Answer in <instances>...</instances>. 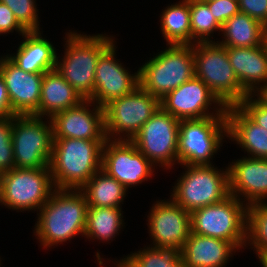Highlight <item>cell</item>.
Wrapping results in <instances>:
<instances>
[{
	"instance_id": "6da1fadb",
	"label": "cell",
	"mask_w": 267,
	"mask_h": 267,
	"mask_svg": "<svg viewBox=\"0 0 267 267\" xmlns=\"http://www.w3.org/2000/svg\"><path fill=\"white\" fill-rule=\"evenodd\" d=\"M88 204L80 189H55L39 209L34 236L46 249L84 236Z\"/></svg>"
},
{
	"instance_id": "7a4b0ae2",
	"label": "cell",
	"mask_w": 267,
	"mask_h": 267,
	"mask_svg": "<svg viewBox=\"0 0 267 267\" xmlns=\"http://www.w3.org/2000/svg\"><path fill=\"white\" fill-rule=\"evenodd\" d=\"M106 140L53 138L49 163L57 189H81L101 169Z\"/></svg>"
},
{
	"instance_id": "3957f363",
	"label": "cell",
	"mask_w": 267,
	"mask_h": 267,
	"mask_svg": "<svg viewBox=\"0 0 267 267\" xmlns=\"http://www.w3.org/2000/svg\"><path fill=\"white\" fill-rule=\"evenodd\" d=\"M65 37L66 49L63 59L56 56V69L84 100H90L94 93L98 59L115 43L114 38L99 33L83 35L74 31L67 32Z\"/></svg>"
},
{
	"instance_id": "277c9868",
	"label": "cell",
	"mask_w": 267,
	"mask_h": 267,
	"mask_svg": "<svg viewBox=\"0 0 267 267\" xmlns=\"http://www.w3.org/2000/svg\"><path fill=\"white\" fill-rule=\"evenodd\" d=\"M139 70V86L161 100L195 76L193 45L166 44Z\"/></svg>"
},
{
	"instance_id": "5b68a950",
	"label": "cell",
	"mask_w": 267,
	"mask_h": 267,
	"mask_svg": "<svg viewBox=\"0 0 267 267\" xmlns=\"http://www.w3.org/2000/svg\"><path fill=\"white\" fill-rule=\"evenodd\" d=\"M195 76L201 79L227 108L238 105L249 94L241 87L232 68L227 47L217 42L193 45Z\"/></svg>"
},
{
	"instance_id": "8992f818",
	"label": "cell",
	"mask_w": 267,
	"mask_h": 267,
	"mask_svg": "<svg viewBox=\"0 0 267 267\" xmlns=\"http://www.w3.org/2000/svg\"><path fill=\"white\" fill-rule=\"evenodd\" d=\"M183 167L186 171L177 179L170 197L186 211L191 213L196 209L224 201L230 196L228 167L225 171L213 164Z\"/></svg>"
},
{
	"instance_id": "52a82bcc",
	"label": "cell",
	"mask_w": 267,
	"mask_h": 267,
	"mask_svg": "<svg viewBox=\"0 0 267 267\" xmlns=\"http://www.w3.org/2000/svg\"><path fill=\"white\" fill-rule=\"evenodd\" d=\"M247 205L233 195L224 201L192 211L191 232L246 247Z\"/></svg>"
},
{
	"instance_id": "ba28073f",
	"label": "cell",
	"mask_w": 267,
	"mask_h": 267,
	"mask_svg": "<svg viewBox=\"0 0 267 267\" xmlns=\"http://www.w3.org/2000/svg\"><path fill=\"white\" fill-rule=\"evenodd\" d=\"M228 136L226 116L180 120L178 161L183 165H212L210 161Z\"/></svg>"
},
{
	"instance_id": "9c48e42d",
	"label": "cell",
	"mask_w": 267,
	"mask_h": 267,
	"mask_svg": "<svg viewBox=\"0 0 267 267\" xmlns=\"http://www.w3.org/2000/svg\"><path fill=\"white\" fill-rule=\"evenodd\" d=\"M45 119L47 121L33 114L13 115L12 144L15 168L49 167L53 131L50 118Z\"/></svg>"
},
{
	"instance_id": "30bf717a",
	"label": "cell",
	"mask_w": 267,
	"mask_h": 267,
	"mask_svg": "<svg viewBox=\"0 0 267 267\" xmlns=\"http://www.w3.org/2000/svg\"><path fill=\"white\" fill-rule=\"evenodd\" d=\"M160 107V100L140 86L111 100L103 107L106 138L130 141Z\"/></svg>"
},
{
	"instance_id": "8fae6325",
	"label": "cell",
	"mask_w": 267,
	"mask_h": 267,
	"mask_svg": "<svg viewBox=\"0 0 267 267\" xmlns=\"http://www.w3.org/2000/svg\"><path fill=\"white\" fill-rule=\"evenodd\" d=\"M179 123L160 107L130 141L154 166L171 169L179 164Z\"/></svg>"
},
{
	"instance_id": "7c38bea8",
	"label": "cell",
	"mask_w": 267,
	"mask_h": 267,
	"mask_svg": "<svg viewBox=\"0 0 267 267\" xmlns=\"http://www.w3.org/2000/svg\"><path fill=\"white\" fill-rule=\"evenodd\" d=\"M3 205L9 209L36 211L48 201L56 189L50 168H13L1 174Z\"/></svg>"
},
{
	"instance_id": "4fadbf2b",
	"label": "cell",
	"mask_w": 267,
	"mask_h": 267,
	"mask_svg": "<svg viewBox=\"0 0 267 267\" xmlns=\"http://www.w3.org/2000/svg\"><path fill=\"white\" fill-rule=\"evenodd\" d=\"M212 104H214L213 112L210 111V113ZM160 106L179 121L210 116H226V107L210 91L209 87L196 76L168 93L160 100Z\"/></svg>"
},
{
	"instance_id": "5bb4252c",
	"label": "cell",
	"mask_w": 267,
	"mask_h": 267,
	"mask_svg": "<svg viewBox=\"0 0 267 267\" xmlns=\"http://www.w3.org/2000/svg\"><path fill=\"white\" fill-rule=\"evenodd\" d=\"M153 165L131 141L107 139L103 145L101 169L127 189L148 181Z\"/></svg>"
},
{
	"instance_id": "9a60e30c",
	"label": "cell",
	"mask_w": 267,
	"mask_h": 267,
	"mask_svg": "<svg viewBox=\"0 0 267 267\" xmlns=\"http://www.w3.org/2000/svg\"><path fill=\"white\" fill-rule=\"evenodd\" d=\"M153 247L181 251L191 233V214L172 198L153 204L148 214Z\"/></svg>"
},
{
	"instance_id": "2e32d148",
	"label": "cell",
	"mask_w": 267,
	"mask_h": 267,
	"mask_svg": "<svg viewBox=\"0 0 267 267\" xmlns=\"http://www.w3.org/2000/svg\"><path fill=\"white\" fill-rule=\"evenodd\" d=\"M92 104L94 107L90 109ZM50 121L53 138L107 140L104 108L91 100H83L75 107L54 114Z\"/></svg>"
},
{
	"instance_id": "e0dca14e",
	"label": "cell",
	"mask_w": 267,
	"mask_h": 267,
	"mask_svg": "<svg viewBox=\"0 0 267 267\" xmlns=\"http://www.w3.org/2000/svg\"><path fill=\"white\" fill-rule=\"evenodd\" d=\"M115 51L116 46L113 43L97 62L94 93L90 100L101 107L111 100L132 93L139 86V70L130 74L129 70L116 60Z\"/></svg>"
},
{
	"instance_id": "ac0fdd59",
	"label": "cell",
	"mask_w": 267,
	"mask_h": 267,
	"mask_svg": "<svg viewBox=\"0 0 267 267\" xmlns=\"http://www.w3.org/2000/svg\"><path fill=\"white\" fill-rule=\"evenodd\" d=\"M0 75L5 81L12 111L16 115L39 116L43 73L26 72L5 55L0 58Z\"/></svg>"
},
{
	"instance_id": "d6986e66",
	"label": "cell",
	"mask_w": 267,
	"mask_h": 267,
	"mask_svg": "<svg viewBox=\"0 0 267 267\" xmlns=\"http://www.w3.org/2000/svg\"><path fill=\"white\" fill-rule=\"evenodd\" d=\"M228 173L230 195L247 206L267 202V159L242 157L228 165Z\"/></svg>"
},
{
	"instance_id": "ffe728a7",
	"label": "cell",
	"mask_w": 267,
	"mask_h": 267,
	"mask_svg": "<svg viewBox=\"0 0 267 267\" xmlns=\"http://www.w3.org/2000/svg\"><path fill=\"white\" fill-rule=\"evenodd\" d=\"M227 54L241 87L248 94H261L267 88V51L264 44L227 47Z\"/></svg>"
},
{
	"instance_id": "44dd1931",
	"label": "cell",
	"mask_w": 267,
	"mask_h": 267,
	"mask_svg": "<svg viewBox=\"0 0 267 267\" xmlns=\"http://www.w3.org/2000/svg\"><path fill=\"white\" fill-rule=\"evenodd\" d=\"M237 250L231 242L191 232L180 254L184 267H224Z\"/></svg>"
},
{
	"instance_id": "7402d4cb",
	"label": "cell",
	"mask_w": 267,
	"mask_h": 267,
	"mask_svg": "<svg viewBox=\"0 0 267 267\" xmlns=\"http://www.w3.org/2000/svg\"><path fill=\"white\" fill-rule=\"evenodd\" d=\"M228 136L248 157L267 159V130L256 124L238 105L226 108Z\"/></svg>"
},
{
	"instance_id": "603a6c76",
	"label": "cell",
	"mask_w": 267,
	"mask_h": 267,
	"mask_svg": "<svg viewBox=\"0 0 267 267\" xmlns=\"http://www.w3.org/2000/svg\"><path fill=\"white\" fill-rule=\"evenodd\" d=\"M23 37L17 53L7 54L15 64L30 73H46L56 68V48L41 36L40 30L27 31Z\"/></svg>"
},
{
	"instance_id": "cb8c5ba5",
	"label": "cell",
	"mask_w": 267,
	"mask_h": 267,
	"mask_svg": "<svg viewBox=\"0 0 267 267\" xmlns=\"http://www.w3.org/2000/svg\"><path fill=\"white\" fill-rule=\"evenodd\" d=\"M83 100L56 68L43 73L39 116L51 118L56 113L77 106Z\"/></svg>"
},
{
	"instance_id": "d4e9b609",
	"label": "cell",
	"mask_w": 267,
	"mask_h": 267,
	"mask_svg": "<svg viewBox=\"0 0 267 267\" xmlns=\"http://www.w3.org/2000/svg\"><path fill=\"white\" fill-rule=\"evenodd\" d=\"M264 28L260 22L249 15L238 12L221 26L222 41L225 47H256L263 44Z\"/></svg>"
},
{
	"instance_id": "484cf974",
	"label": "cell",
	"mask_w": 267,
	"mask_h": 267,
	"mask_svg": "<svg viewBox=\"0 0 267 267\" xmlns=\"http://www.w3.org/2000/svg\"><path fill=\"white\" fill-rule=\"evenodd\" d=\"M91 207H121L127 188L100 169L80 189Z\"/></svg>"
},
{
	"instance_id": "4316f807",
	"label": "cell",
	"mask_w": 267,
	"mask_h": 267,
	"mask_svg": "<svg viewBox=\"0 0 267 267\" xmlns=\"http://www.w3.org/2000/svg\"><path fill=\"white\" fill-rule=\"evenodd\" d=\"M160 17V28L167 44L191 45L189 0L167 6Z\"/></svg>"
},
{
	"instance_id": "83f0119b",
	"label": "cell",
	"mask_w": 267,
	"mask_h": 267,
	"mask_svg": "<svg viewBox=\"0 0 267 267\" xmlns=\"http://www.w3.org/2000/svg\"><path fill=\"white\" fill-rule=\"evenodd\" d=\"M121 207H91L88 206L84 237L110 241L122 229L123 215Z\"/></svg>"
},
{
	"instance_id": "f1b7e54d",
	"label": "cell",
	"mask_w": 267,
	"mask_h": 267,
	"mask_svg": "<svg viewBox=\"0 0 267 267\" xmlns=\"http://www.w3.org/2000/svg\"><path fill=\"white\" fill-rule=\"evenodd\" d=\"M118 262L122 267H184L180 251L147 246Z\"/></svg>"
},
{
	"instance_id": "f546056e",
	"label": "cell",
	"mask_w": 267,
	"mask_h": 267,
	"mask_svg": "<svg viewBox=\"0 0 267 267\" xmlns=\"http://www.w3.org/2000/svg\"><path fill=\"white\" fill-rule=\"evenodd\" d=\"M191 21V45L198 42H213L214 31L221 32V25L214 18L208 5L202 0H189Z\"/></svg>"
},
{
	"instance_id": "4dcf8cb0",
	"label": "cell",
	"mask_w": 267,
	"mask_h": 267,
	"mask_svg": "<svg viewBox=\"0 0 267 267\" xmlns=\"http://www.w3.org/2000/svg\"><path fill=\"white\" fill-rule=\"evenodd\" d=\"M245 244L257 255L267 251V202L248 205Z\"/></svg>"
},
{
	"instance_id": "1f68e13d",
	"label": "cell",
	"mask_w": 267,
	"mask_h": 267,
	"mask_svg": "<svg viewBox=\"0 0 267 267\" xmlns=\"http://www.w3.org/2000/svg\"><path fill=\"white\" fill-rule=\"evenodd\" d=\"M15 15L17 21L27 31H39L38 9L35 0H0Z\"/></svg>"
},
{
	"instance_id": "d6a6232c",
	"label": "cell",
	"mask_w": 267,
	"mask_h": 267,
	"mask_svg": "<svg viewBox=\"0 0 267 267\" xmlns=\"http://www.w3.org/2000/svg\"><path fill=\"white\" fill-rule=\"evenodd\" d=\"M12 128L13 115L0 118V174L15 168Z\"/></svg>"
},
{
	"instance_id": "836d02e7",
	"label": "cell",
	"mask_w": 267,
	"mask_h": 267,
	"mask_svg": "<svg viewBox=\"0 0 267 267\" xmlns=\"http://www.w3.org/2000/svg\"><path fill=\"white\" fill-rule=\"evenodd\" d=\"M238 106L256 124L267 130V100L261 94H249L238 104Z\"/></svg>"
},
{
	"instance_id": "e575fe53",
	"label": "cell",
	"mask_w": 267,
	"mask_h": 267,
	"mask_svg": "<svg viewBox=\"0 0 267 267\" xmlns=\"http://www.w3.org/2000/svg\"><path fill=\"white\" fill-rule=\"evenodd\" d=\"M214 18L222 26L226 20L239 12L238 0H212L204 1Z\"/></svg>"
},
{
	"instance_id": "d590c367",
	"label": "cell",
	"mask_w": 267,
	"mask_h": 267,
	"mask_svg": "<svg viewBox=\"0 0 267 267\" xmlns=\"http://www.w3.org/2000/svg\"><path fill=\"white\" fill-rule=\"evenodd\" d=\"M239 12L267 26V0H238Z\"/></svg>"
},
{
	"instance_id": "8d00e7d4",
	"label": "cell",
	"mask_w": 267,
	"mask_h": 267,
	"mask_svg": "<svg viewBox=\"0 0 267 267\" xmlns=\"http://www.w3.org/2000/svg\"><path fill=\"white\" fill-rule=\"evenodd\" d=\"M17 31L19 35H24L27 30L17 21L13 11L6 5L0 2V34Z\"/></svg>"
},
{
	"instance_id": "74e56055",
	"label": "cell",
	"mask_w": 267,
	"mask_h": 267,
	"mask_svg": "<svg viewBox=\"0 0 267 267\" xmlns=\"http://www.w3.org/2000/svg\"><path fill=\"white\" fill-rule=\"evenodd\" d=\"M9 115H16L11 109L5 81L0 75V118Z\"/></svg>"
},
{
	"instance_id": "f35d334b",
	"label": "cell",
	"mask_w": 267,
	"mask_h": 267,
	"mask_svg": "<svg viewBox=\"0 0 267 267\" xmlns=\"http://www.w3.org/2000/svg\"><path fill=\"white\" fill-rule=\"evenodd\" d=\"M262 267H267V251L261 252L257 255Z\"/></svg>"
},
{
	"instance_id": "ab89813d",
	"label": "cell",
	"mask_w": 267,
	"mask_h": 267,
	"mask_svg": "<svg viewBox=\"0 0 267 267\" xmlns=\"http://www.w3.org/2000/svg\"><path fill=\"white\" fill-rule=\"evenodd\" d=\"M0 204L3 205V183L0 174Z\"/></svg>"
},
{
	"instance_id": "60d3db41",
	"label": "cell",
	"mask_w": 267,
	"mask_h": 267,
	"mask_svg": "<svg viewBox=\"0 0 267 267\" xmlns=\"http://www.w3.org/2000/svg\"><path fill=\"white\" fill-rule=\"evenodd\" d=\"M263 44L266 48L267 51V26L264 28V39H263Z\"/></svg>"
},
{
	"instance_id": "b9f144b4",
	"label": "cell",
	"mask_w": 267,
	"mask_h": 267,
	"mask_svg": "<svg viewBox=\"0 0 267 267\" xmlns=\"http://www.w3.org/2000/svg\"><path fill=\"white\" fill-rule=\"evenodd\" d=\"M261 95L267 100V88L261 92Z\"/></svg>"
},
{
	"instance_id": "7bdbcfd3",
	"label": "cell",
	"mask_w": 267,
	"mask_h": 267,
	"mask_svg": "<svg viewBox=\"0 0 267 267\" xmlns=\"http://www.w3.org/2000/svg\"><path fill=\"white\" fill-rule=\"evenodd\" d=\"M114 265H116V267H122L118 262H116Z\"/></svg>"
}]
</instances>
